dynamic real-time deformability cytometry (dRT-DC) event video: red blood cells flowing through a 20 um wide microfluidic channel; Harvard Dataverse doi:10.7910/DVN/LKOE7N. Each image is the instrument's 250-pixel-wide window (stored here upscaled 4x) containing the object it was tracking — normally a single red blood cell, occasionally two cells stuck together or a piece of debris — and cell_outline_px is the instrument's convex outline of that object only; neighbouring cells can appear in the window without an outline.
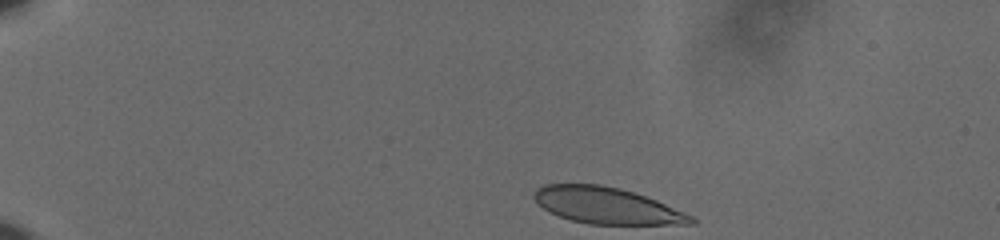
{"species": "human", "species_latin": "Homo sapiens", "temperature_condition": "cold", "stored_images_in_passage": 47, "camera_frame_rate_fps": 3000, "um_per_image_px": 0.085, "donor": {"sex": "male"}, "frame": {"image": 1, "passage_image": 1, "time_ms": 0.0, "image_size_px": [1000, 240], "cell_outline_px": [[696, 224], [588, 224], [572, 220], [548, 212], [536, 204], [532, 196], [536, 188], [544, 184], [600, 184], [620, 188], [656, 200], [684, 212], [692, 216], [696, 220]], "centroid_in_image_um": [51.52, 17.47], "position_along_channel_um": 33.5, "area_um2": 33.29}}
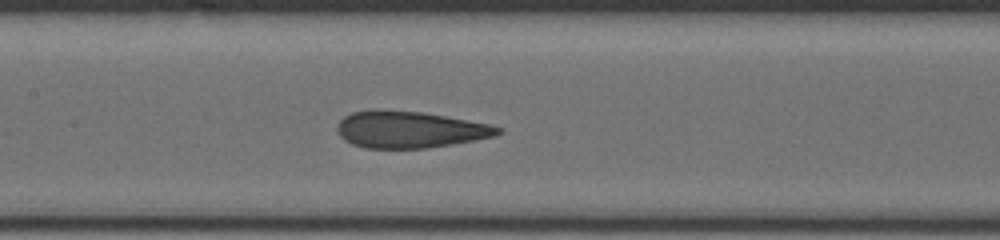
{"frame": {"image": 2, "passage_image": 20, "time_ms": 6.333, "image_size_px": [1000, 240], "cell_outline_px": [[504, 132], [496, 136], [476, 140], [428, 148], [364, 148], [352, 144], [344, 140], [336, 132], [336, 128], [340, 120], [344, 116], [352, 112], [372, 108], [376, 108], [420, 112], [444, 116], [488, 124], [504, 128]], "centroid_in_image_um": [34.8, 11.01], "position_along_channel_um": 172.6, "area_um2": 34.74}}
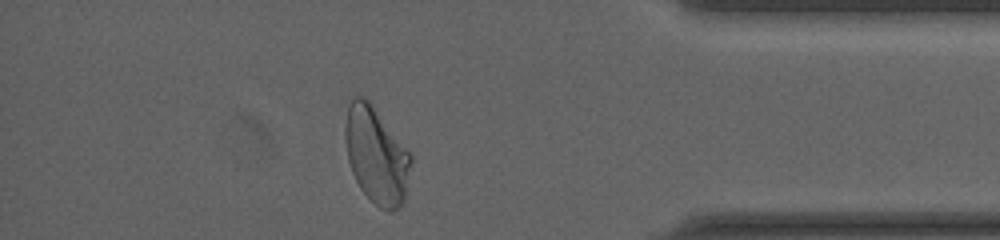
{"frame": {"image": 3, "passage_image": 41, "time_ms": 13.333, "image_size_px": [1000, 240], "cell_outline_px": [[412, 160], [404, 200], [392, 212], [388, 212], [380, 208], [360, 188], [352, 172], [348, 160], [344, 136], [344, 128], [348, 104], [356, 96], [360, 96], [368, 100], [372, 104], [412, 152]], "centroid_in_image_um": [32.0, 13.17], "position_along_channel_um": 403.2, "area_um2": 37.11}, "authors_computed_cell_mechanics": {"area_um2": 34.969, "velocity_mm_per_s": 3.626, "shape_relaxation_time_tau1_ms": 5.5474, "shape_relaxation_time_tau2_ms": 1.1636, "deformation_change_tau1": 0.1687, "deformation_change_tau2": 0.0831}}